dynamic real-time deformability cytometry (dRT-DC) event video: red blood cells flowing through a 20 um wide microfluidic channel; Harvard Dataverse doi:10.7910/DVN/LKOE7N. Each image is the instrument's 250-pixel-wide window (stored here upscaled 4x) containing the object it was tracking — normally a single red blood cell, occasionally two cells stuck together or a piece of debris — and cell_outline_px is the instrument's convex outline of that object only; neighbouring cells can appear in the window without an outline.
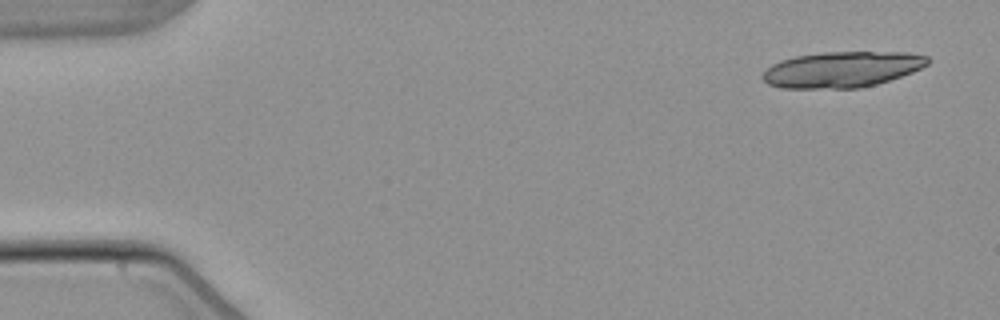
{"species": "common noctule bat (a hibernating species)", "species_latin": "Nyctalus noctula", "temperature_condition": "warm", "stored_images_in_passage": 3, "camera_frame_rate_fps": 3000, "um_per_image_px": 0.085, "animal": {"sex": "male", "body_mass_g": 21.5, "forearm_length_mm": 52.0}, "frame": {"image": 1, "passage_image": 1, "time_ms": 0.0, "image_size_px": [1000, 320], "cell_outline_px": [[928, 64], [912, 72], [876, 84], [860, 88], [780, 88], [768, 84], [760, 76], [772, 64], [780, 60], [796, 56], [820, 52], [908, 52], [928, 56]], "centroid_in_image_um": [71.54, 5.9], "position_along_channel_um": 13.5, "area_um2": 34.45}}